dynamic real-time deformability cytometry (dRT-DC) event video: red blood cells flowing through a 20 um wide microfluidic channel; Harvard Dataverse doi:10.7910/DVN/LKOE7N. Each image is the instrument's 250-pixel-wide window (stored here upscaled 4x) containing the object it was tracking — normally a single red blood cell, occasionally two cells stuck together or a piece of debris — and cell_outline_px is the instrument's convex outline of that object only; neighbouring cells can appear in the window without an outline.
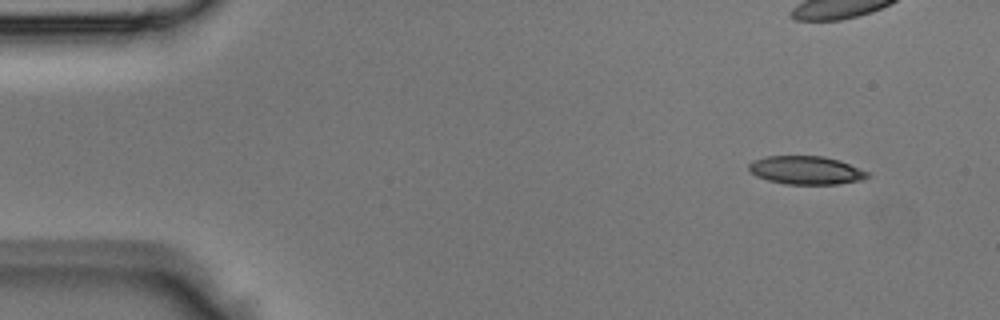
{"species": "Egyptian fruit bat (a non-hibernating species)", "species_latin": "Rousettus aegyptiacus", "temperature_condition": "room temperature", "stored_images_in_passage": 41, "camera_frame_rate_fps": 3000, "um_per_image_px": 0.085, "animal": {"sex": "male"}, "frame": {"image": 1, "passage_image": 1, "time_ms": 0.0, "image_size_px": [1000, 320], "cell_outline_px": [[872, 172], [868, 176], [860, 180], [836, 184], [788, 184], [768, 180], [756, 176], [748, 168], [748, 164], [752, 160], [764, 156], [824, 156], [840, 160]], "centroid_in_image_um": [68.53, 14.45], "position_along_channel_um": 16.5, "area_um2": 19.71}}
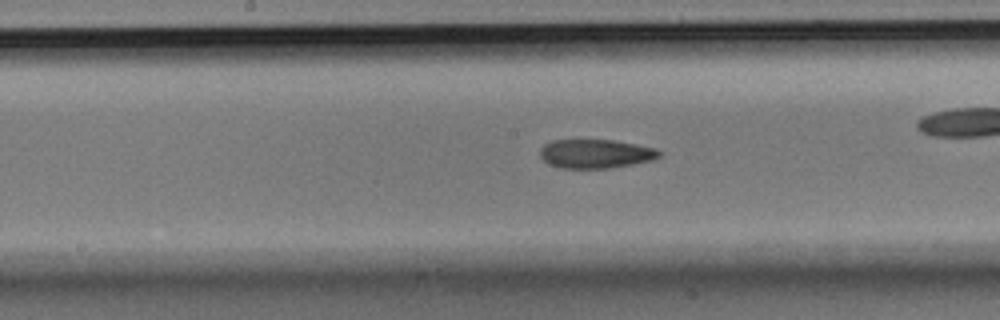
{"frame": {"image": 2, "passage_image": 19, "time_ms": 6.0, "image_size_px": [1000, 320], "cell_outline_px": [[660, 156], [652, 160], [632, 164], [608, 168], [560, 168], [548, 164], [540, 156], [540, 148], [544, 144], [552, 140], [612, 140], [636, 144], [656, 148], [660, 152]], "centroid_in_image_um": [50.6, 13.07], "position_along_channel_um": 197.6, "area_um2": 20.06}}
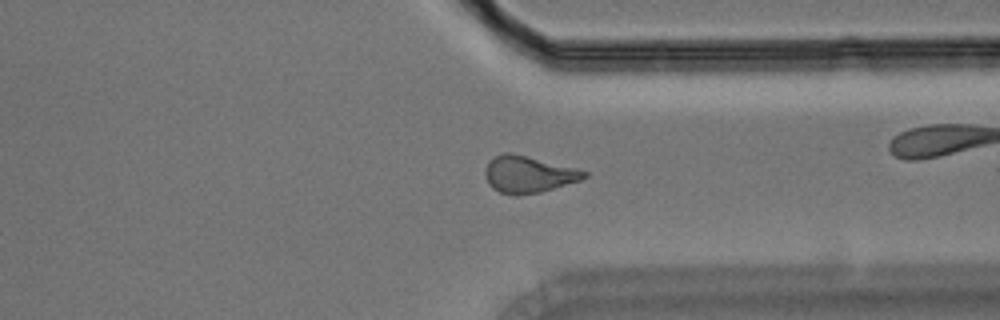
{"frame": {"image": 3, "passage_image": 30, "time_ms": 9.667, "image_size_px": [1000, 320], "cell_outline_px": [[588, 176], [580, 180], [540, 192], [516, 196], [500, 192], [492, 188], [488, 184], [484, 176], [484, 168], [488, 160], [504, 152], [512, 152], [576, 168], [588, 172]], "centroid_in_image_um": [44.86, 14.81], "position_along_channel_um": 366.5, "area_um2": 21.39}}